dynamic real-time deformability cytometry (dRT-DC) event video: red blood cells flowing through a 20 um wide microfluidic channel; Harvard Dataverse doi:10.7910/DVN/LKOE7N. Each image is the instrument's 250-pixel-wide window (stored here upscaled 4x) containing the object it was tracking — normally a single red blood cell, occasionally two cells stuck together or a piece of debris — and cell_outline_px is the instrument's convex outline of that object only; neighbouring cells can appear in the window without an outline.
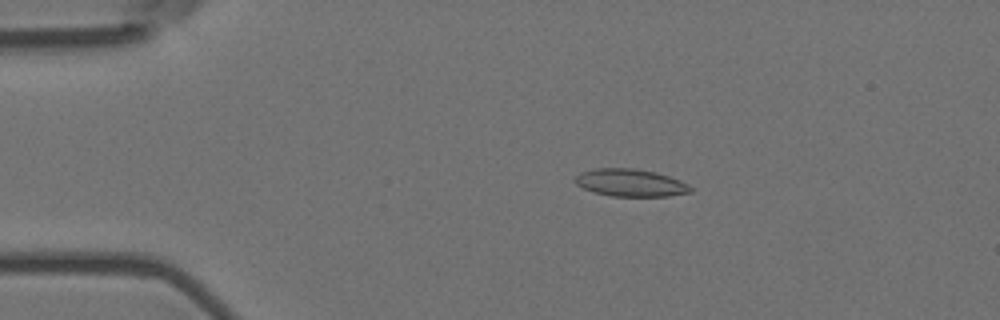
{"species": "Egyptian fruit bat (a non-hibernating species)", "species_latin": "Rousettus aegyptiacus", "temperature_condition": "room temperature", "stored_images_in_passage": 4, "camera_frame_rate_fps": 3000, "um_per_image_px": 0.085, "animal": {"sex": "female"}, "frame": {"image": 1, "passage_image": 3, "time_ms": 0.667, "image_size_px": [1000, 320], "cell_outline_px": [[692, 192], [668, 196], [612, 196], [596, 192], [584, 188], [576, 184], [572, 180], [580, 172], [592, 168], [636, 168], [656, 172], [680, 180], [688, 184], [692, 188]], "centroid_in_image_um": [53.58, 15.52], "position_along_channel_um": 31.4, "area_um2": 18.55}}